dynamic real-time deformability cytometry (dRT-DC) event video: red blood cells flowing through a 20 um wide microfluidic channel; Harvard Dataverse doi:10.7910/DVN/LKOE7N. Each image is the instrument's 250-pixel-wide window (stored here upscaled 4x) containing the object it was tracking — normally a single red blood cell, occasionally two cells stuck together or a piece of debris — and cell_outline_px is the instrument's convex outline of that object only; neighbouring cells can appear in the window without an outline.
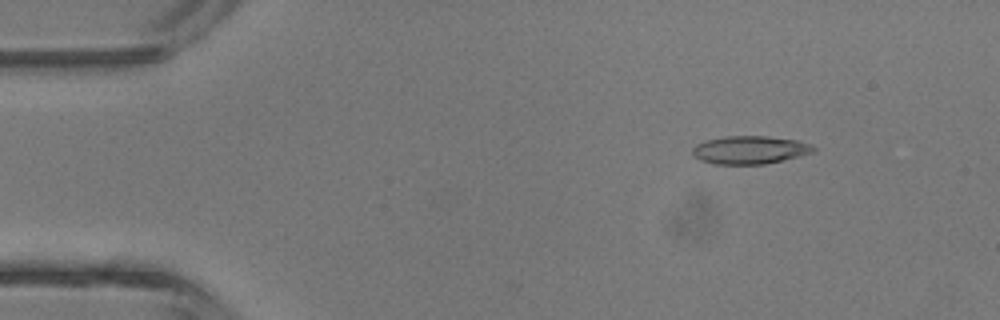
{"species": "common noctule bat (a hibernating species)", "species_latin": "Nyctalus noctula", "temperature_condition": "room temperature", "stored_images_in_passage": 4, "camera_frame_rate_fps": 3000, "um_per_image_px": 0.085, "animal": {"sex": "male", "body_mass_g": 13.3}, "frame": {"image": 1, "passage_image": 2, "time_ms": 1.0, "image_size_px": [1000, 320], "cell_outline_px": [[816, 148], [812, 152], [764, 164], [716, 164], [700, 160], [692, 152], [692, 148], [696, 144], [708, 140], [724, 136], [768, 136], [796, 140], [812, 144]], "centroid_in_image_um": [63.72, 12.73], "position_along_channel_um": 21.3, "area_um2": 19.48}}
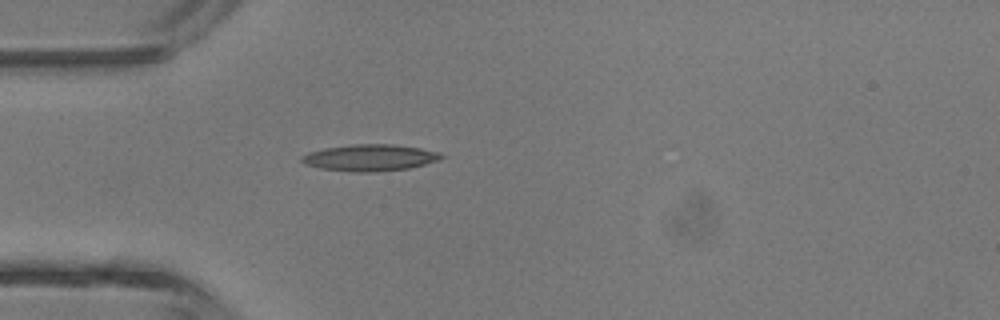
{"frame": {"image": 2, "passage_image": 4, "time_ms": 3.333, "image_size_px": [1000, 320], "cell_outline_px": [[444, 156], [440, 160], [408, 168], [376, 172], [352, 172], [320, 168], [304, 164], [300, 160], [300, 156], [308, 152], [324, 148], [352, 144], [392, 144], [420, 148], [440, 152]], "centroid_in_image_um": [31.42, 13.4], "position_along_channel_um": 53.6, "area_um2": 21.73}}